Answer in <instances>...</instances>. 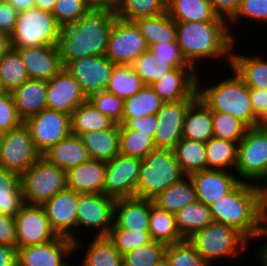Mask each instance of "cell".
I'll return each mask as SVG.
<instances>
[{
  "label": "cell",
  "instance_id": "obj_42",
  "mask_svg": "<svg viewBox=\"0 0 267 266\" xmlns=\"http://www.w3.org/2000/svg\"><path fill=\"white\" fill-rule=\"evenodd\" d=\"M163 104V100L150 85H144L137 93L124 100L122 118H141L156 115Z\"/></svg>",
  "mask_w": 267,
  "mask_h": 266
},
{
  "label": "cell",
  "instance_id": "obj_22",
  "mask_svg": "<svg viewBox=\"0 0 267 266\" xmlns=\"http://www.w3.org/2000/svg\"><path fill=\"white\" fill-rule=\"evenodd\" d=\"M198 70L193 67H178L150 87L163 102H176L185 98H198Z\"/></svg>",
  "mask_w": 267,
  "mask_h": 266
},
{
  "label": "cell",
  "instance_id": "obj_11",
  "mask_svg": "<svg viewBox=\"0 0 267 266\" xmlns=\"http://www.w3.org/2000/svg\"><path fill=\"white\" fill-rule=\"evenodd\" d=\"M148 49L136 23L116 17L105 56L116 65H132Z\"/></svg>",
  "mask_w": 267,
  "mask_h": 266
},
{
  "label": "cell",
  "instance_id": "obj_15",
  "mask_svg": "<svg viewBox=\"0 0 267 266\" xmlns=\"http://www.w3.org/2000/svg\"><path fill=\"white\" fill-rule=\"evenodd\" d=\"M25 124L41 155L71 133L70 115L48 108L27 119Z\"/></svg>",
  "mask_w": 267,
  "mask_h": 266
},
{
  "label": "cell",
  "instance_id": "obj_7",
  "mask_svg": "<svg viewBox=\"0 0 267 266\" xmlns=\"http://www.w3.org/2000/svg\"><path fill=\"white\" fill-rule=\"evenodd\" d=\"M25 204L43 205L67 188L66 171L50 163L42 155L21 176Z\"/></svg>",
  "mask_w": 267,
  "mask_h": 266
},
{
  "label": "cell",
  "instance_id": "obj_3",
  "mask_svg": "<svg viewBox=\"0 0 267 266\" xmlns=\"http://www.w3.org/2000/svg\"><path fill=\"white\" fill-rule=\"evenodd\" d=\"M209 209L214 222L234 228L249 242L256 240L262 218L267 213L261 206L257 186L245 182H240Z\"/></svg>",
  "mask_w": 267,
  "mask_h": 266
},
{
  "label": "cell",
  "instance_id": "obj_25",
  "mask_svg": "<svg viewBox=\"0 0 267 266\" xmlns=\"http://www.w3.org/2000/svg\"><path fill=\"white\" fill-rule=\"evenodd\" d=\"M106 162L89 159L66 171L67 188L78 193H103Z\"/></svg>",
  "mask_w": 267,
  "mask_h": 266
},
{
  "label": "cell",
  "instance_id": "obj_31",
  "mask_svg": "<svg viewBox=\"0 0 267 266\" xmlns=\"http://www.w3.org/2000/svg\"><path fill=\"white\" fill-rule=\"evenodd\" d=\"M153 204L176 214L180 209L197 201L195 188L189 176H184L152 199Z\"/></svg>",
  "mask_w": 267,
  "mask_h": 266
},
{
  "label": "cell",
  "instance_id": "obj_26",
  "mask_svg": "<svg viewBox=\"0 0 267 266\" xmlns=\"http://www.w3.org/2000/svg\"><path fill=\"white\" fill-rule=\"evenodd\" d=\"M11 95L19 116L25 122L46 108L47 82L29 79Z\"/></svg>",
  "mask_w": 267,
  "mask_h": 266
},
{
  "label": "cell",
  "instance_id": "obj_45",
  "mask_svg": "<svg viewBox=\"0 0 267 266\" xmlns=\"http://www.w3.org/2000/svg\"><path fill=\"white\" fill-rule=\"evenodd\" d=\"M132 67L145 85L158 81L175 69L166 60L157 57L150 49L141 54L133 62Z\"/></svg>",
  "mask_w": 267,
  "mask_h": 266
},
{
  "label": "cell",
  "instance_id": "obj_16",
  "mask_svg": "<svg viewBox=\"0 0 267 266\" xmlns=\"http://www.w3.org/2000/svg\"><path fill=\"white\" fill-rule=\"evenodd\" d=\"M198 98H185L176 102H165L156 113L158 121L154 136L156 149L173 150L182 139L183 125L189 107Z\"/></svg>",
  "mask_w": 267,
  "mask_h": 266
},
{
  "label": "cell",
  "instance_id": "obj_52",
  "mask_svg": "<svg viewBox=\"0 0 267 266\" xmlns=\"http://www.w3.org/2000/svg\"><path fill=\"white\" fill-rule=\"evenodd\" d=\"M87 100L98 111L120 125L124 111V99L106 90L90 95Z\"/></svg>",
  "mask_w": 267,
  "mask_h": 266
},
{
  "label": "cell",
  "instance_id": "obj_67",
  "mask_svg": "<svg viewBox=\"0 0 267 266\" xmlns=\"http://www.w3.org/2000/svg\"><path fill=\"white\" fill-rule=\"evenodd\" d=\"M257 129L267 132V108L257 117Z\"/></svg>",
  "mask_w": 267,
  "mask_h": 266
},
{
  "label": "cell",
  "instance_id": "obj_33",
  "mask_svg": "<svg viewBox=\"0 0 267 266\" xmlns=\"http://www.w3.org/2000/svg\"><path fill=\"white\" fill-rule=\"evenodd\" d=\"M116 125L87 100L70 114L71 134L81 136L90 131L112 129Z\"/></svg>",
  "mask_w": 267,
  "mask_h": 266
},
{
  "label": "cell",
  "instance_id": "obj_36",
  "mask_svg": "<svg viewBox=\"0 0 267 266\" xmlns=\"http://www.w3.org/2000/svg\"><path fill=\"white\" fill-rule=\"evenodd\" d=\"M81 266H123V256L108 236H95L88 243Z\"/></svg>",
  "mask_w": 267,
  "mask_h": 266
},
{
  "label": "cell",
  "instance_id": "obj_8",
  "mask_svg": "<svg viewBox=\"0 0 267 266\" xmlns=\"http://www.w3.org/2000/svg\"><path fill=\"white\" fill-rule=\"evenodd\" d=\"M61 27L51 12L36 7L18 12L16 26L11 34L13 48L54 45Z\"/></svg>",
  "mask_w": 267,
  "mask_h": 266
},
{
  "label": "cell",
  "instance_id": "obj_53",
  "mask_svg": "<svg viewBox=\"0 0 267 266\" xmlns=\"http://www.w3.org/2000/svg\"><path fill=\"white\" fill-rule=\"evenodd\" d=\"M24 121L18 114L11 92L0 91V134L10 131Z\"/></svg>",
  "mask_w": 267,
  "mask_h": 266
},
{
  "label": "cell",
  "instance_id": "obj_32",
  "mask_svg": "<svg viewBox=\"0 0 267 266\" xmlns=\"http://www.w3.org/2000/svg\"><path fill=\"white\" fill-rule=\"evenodd\" d=\"M166 12L174 21H214L219 15L209 0H167Z\"/></svg>",
  "mask_w": 267,
  "mask_h": 266
},
{
  "label": "cell",
  "instance_id": "obj_12",
  "mask_svg": "<svg viewBox=\"0 0 267 266\" xmlns=\"http://www.w3.org/2000/svg\"><path fill=\"white\" fill-rule=\"evenodd\" d=\"M115 202L104 193H78L76 233L84 227L96 230L95 236H108L114 225Z\"/></svg>",
  "mask_w": 267,
  "mask_h": 266
},
{
  "label": "cell",
  "instance_id": "obj_17",
  "mask_svg": "<svg viewBox=\"0 0 267 266\" xmlns=\"http://www.w3.org/2000/svg\"><path fill=\"white\" fill-rule=\"evenodd\" d=\"M115 66V63L102 55L69 61L64 67L77 80L88 98L106 89Z\"/></svg>",
  "mask_w": 267,
  "mask_h": 266
},
{
  "label": "cell",
  "instance_id": "obj_57",
  "mask_svg": "<svg viewBox=\"0 0 267 266\" xmlns=\"http://www.w3.org/2000/svg\"><path fill=\"white\" fill-rule=\"evenodd\" d=\"M0 245L17 248V232L14 217L0 213Z\"/></svg>",
  "mask_w": 267,
  "mask_h": 266
},
{
  "label": "cell",
  "instance_id": "obj_24",
  "mask_svg": "<svg viewBox=\"0 0 267 266\" xmlns=\"http://www.w3.org/2000/svg\"><path fill=\"white\" fill-rule=\"evenodd\" d=\"M151 199L138 197L118 199L114 208V225L132 231H149Z\"/></svg>",
  "mask_w": 267,
  "mask_h": 266
},
{
  "label": "cell",
  "instance_id": "obj_54",
  "mask_svg": "<svg viewBox=\"0 0 267 266\" xmlns=\"http://www.w3.org/2000/svg\"><path fill=\"white\" fill-rule=\"evenodd\" d=\"M243 17V18H242ZM255 20V23H267V0H242L238 11L229 20L233 24L242 19Z\"/></svg>",
  "mask_w": 267,
  "mask_h": 266
},
{
  "label": "cell",
  "instance_id": "obj_62",
  "mask_svg": "<svg viewBox=\"0 0 267 266\" xmlns=\"http://www.w3.org/2000/svg\"><path fill=\"white\" fill-rule=\"evenodd\" d=\"M0 266H17V248L0 245Z\"/></svg>",
  "mask_w": 267,
  "mask_h": 266
},
{
  "label": "cell",
  "instance_id": "obj_66",
  "mask_svg": "<svg viewBox=\"0 0 267 266\" xmlns=\"http://www.w3.org/2000/svg\"><path fill=\"white\" fill-rule=\"evenodd\" d=\"M56 1L57 0H35L34 7L52 13Z\"/></svg>",
  "mask_w": 267,
  "mask_h": 266
},
{
  "label": "cell",
  "instance_id": "obj_70",
  "mask_svg": "<svg viewBox=\"0 0 267 266\" xmlns=\"http://www.w3.org/2000/svg\"><path fill=\"white\" fill-rule=\"evenodd\" d=\"M67 266H75V265H72V264L68 263V265H67ZM79 266H81V265H79Z\"/></svg>",
  "mask_w": 267,
  "mask_h": 266
},
{
  "label": "cell",
  "instance_id": "obj_51",
  "mask_svg": "<svg viewBox=\"0 0 267 266\" xmlns=\"http://www.w3.org/2000/svg\"><path fill=\"white\" fill-rule=\"evenodd\" d=\"M108 237L122 256L152 241L149 231H132L120 227H112Z\"/></svg>",
  "mask_w": 267,
  "mask_h": 266
},
{
  "label": "cell",
  "instance_id": "obj_10",
  "mask_svg": "<svg viewBox=\"0 0 267 266\" xmlns=\"http://www.w3.org/2000/svg\"><path fill=\"white\" fill-rule=\"evenodd\" d=\"M0 137V166L8 171L21 176L41 156L25 122Z\"/></svg>",
  "mask_w": 267,
  "mask_h": 266
},
{
  "label": "cell",
  "instance_id": "obj_47",
  "mask_svg": "<svg viewBox=\"0 0 267 266\" xmlns=\"http://www.w3.org/2000/svg\"><path fill=\"white\" fill-rule=\"evenodd\" d=\"M213 137L239 143L249 128L238 118L223 112H212Z\"/></svg>",
  "mask_w": 267,
  "mask_h": 266
},
{
  "label": "cell",
  "instance_id": "obj_37",
  "mask_svg": "<svg viewBox=\"0 0 267 266\" xmlns=\"http://www.w3.org/2000/svg\"><path fill=\"white\" fill-rule=\"evenodd\" d=\"M237 152V142L212 137L206 142L207 169L235 172Z\"/></svg>",
  "mask_w": 267,
  "mask_h": 266
},
{
  "label": "cell",
  "instance_id": "obj_30",
  "mask_svg": "<svg viewBox=\"0 0 267 266\" xmlns=\"http://www.w3.org/2000/svg\"><path fill=\"white\" fill-rule=\"evenodd\" d=\"M212 137V111L202 101L197 99L186 113L182 138L206 143Z\"/></svg>",
  "mask_w": 267,
  "mask_h": 266
},
{
  "label": "cell",
  "instance_id": "obj_65",
  "mask_svg": "<svg viewBox=\"0 0 267 266\" xmlns=\"http://www.w3.org/2000/svg\"><path fill=\"white\" fill-rule=\"evenodd\" d=\"M9 3L15 7L18 12L33 8L35 0H8Z\"/></svg>",
  "mask_w": 267,
  "mask_h": 266
},
{
  "label": "cell",
  "instance_id": "obj_23",
  "mask_svg": "<svg viewBox=\"0 0 267 266\" xmlns=\"http://www.w3.org/2000/svg\"><path fill=\"white\" fill-rule=\"evenodd\" d=\"M15 49L19 51L30 79L48 82L64 68L54 45Z\"/></svg>",
  "mask_w": 267,
  "mask_h": 266
},
{
  "label": "cell",
  "instance_id": "obj_49",
  "mask_svg": "<svg viewBox=\"0 0 267 266\" xmlns=\"http://www.w3.org/2000/svg\"><path fill=\"white\" fill-rule=\"evenodd\" d=\"M165 256L171 266H209L188 239L166 245Z\"/></svg>",
  "mask_w": 267,
  "mask_h": 266
},
{
  "label": "cell",
  "instance_id": "obj_55",
  "mask_svg": "<svg viewBox=\"0 0 267 266\" xmlns=\"http://www.w3.org/2000/svg\"><path fill=\"white\" fill-rule=\"evenodd\" d=\"M149 49L154 52L157 57L166 60L167 63L174 68L192 67L183 57L177 42L153 44Z\"/></svg>",
  "mask_w": 267,
  "mask_h": 266
},
{
  "label": "cell",
  "instance_id": "obj_21",
  "mask_svg": "<svg viewBox=\"0 0 267 266\" xmlns=\"http://www.w3.org/2000/svg\"><path fill=\"white\" fill-rule=\"evenodd\" d=\"M235 172L207 169L189 175L198 202L210 206L230 193L241 181Z\"/></svg>",
  "mask_w": 267,
  "mask_h": 266
},
{
  "label": "cell",
  "instance_id": "obj_14",
  "mask_svg": "<svg viewBox=\"0 0 267 266\" xmlns=\"http://www.w3.org/2000/svg\"><path fill=\"white\" fill-rule=\"evenodd\" d=\"M77 205L78 192L69 188L60 191L42 205L52 231L57 236L72 239L75 242V253L82 250V242L76 238Z\"/></svg>",
  "mask_w": 267,
  "mask_h": 266
},
{
  "label": "cell",
  "instance_id": "obj_28",
  "mask_svg": "<svg viewBox=\"0 0 267 266\" xmlns=\"http://www.w3.org/2000/svg\"><path fill=\"white\" fill-rule=\"evenodd\" d=\"M42 156L65 171L90 159L81 137L71 133Z\"/></svg>",
  "mask_w": 267,
  "mask_h": 266
},
{
  "label": "cell",
  "instance_id": "obj_56",
  "mask_svg": "<svg viewBox=\"0 0 267 266\" xmlns=\"http://www.w3.org/2000/svg\"><path fill=\"white\" fill-rule=\"evenodd\" d=\"M158 121L156 115L145 116L141 118H122L119 130H133L146 133L154 139Z\"/></svg>",
  "mask_w": 267,
  "mask_h": 266
},
{
  "label": "cell",
  "instance_id": "obj_6",
  "mask_svg": "<svg viewBox=\"0 0 267 266\" xmlns=\"http://www.w3.org/2000/svg\"><path fill=\"white\" fill-rule=\"evenodd\" d=\"M188 241L209 266L219 258L236 259L249 247V241L234 228L214 221L194 233Z\"/></svg>",
  "mask_w": 267,
  "mask_h": 266
},
{
  "label": "cell",
  "instance_id": "obj_29",
  "mask_svg": "<svg viewBox=\"0 0 267 266\" xmlns=\"http://www.w3.org/2000/svg\"><path fill=\"white\" fill-rule=\"evenodd\" d=\"M80 137L90 159L108 162L120 153V130L118 124L112 129L90 131Z\"/></svg>",
  "mask_w": 267,
  "mask_h": 266
},
{
  "label": "cell",
  "instance_id": "obj_46",
  "mask_svg": "<svg viewBox=\"0 0 267 266\" xmlns=\"http://www.w3.org/2000/svg\"><path fill=\"white\" fill-rule=\"evenodd\" d=\"M154 139L146 133L133 130H120V153L144 159L154 151Z\"/></svg>",
  "mask_w": 267,
  "mask_h": 266
},
{
  "label": "cell",
  "instance_id": "obj_58",
  "mask_svg": "<svg viewBox=\"0 0 267 266\" xmlns=\"http://www.w3.org/2000/svg\"><path fill=\"white\" fill-rule=\"evenodd\" d=\"M18 11L8 0H0V32L13 33Z\"/></svg>",
  "mask_w": 267,
  "mask_h": 266
},
{
  "label": "cell",
  "instance_id": "obj_61",
  "mask_svg": "<svg viewBox=\"0 0 267 266\" xmlns=\"http://www.w3.org/2000/svg\"><path fill=\"white\" fill-rule=\"evenodd\" d=\"M263 237L267 238V213L262 218L256 239L262 241ZM261 248L257 250V253L255 251L254 254H257L256 257H259L261 266H267V241L264 244V247Z\"/></svg>",
  "mask_w": 267,
  "mask_h": 266
},
{
  "label": "cell",
  "instance_id": "obj_20",
  "mask_svg": "<svg viewBox=\"0 0 267 266\" xmlns=\"http://www.w3.org/2000/svg\"><path fill=\"white\" fill-rule=\"evenodd\" d=\"M87 101L80 84L64 67L47 82L46 108L71 114Z\"/></svg>",
  "mask_w": 267,
  "mask_h": 266
},
{
  "label": "cell",
  "instance_id": "obj_60",
  "mask_svg": "<svg viewBox=\"0 0 267 266\" xmlns=\"http://www.w3.org/2000/svg\"><path fill=\"white\" fill-rule=\"evenodd\" d=\"M250 99L254 114L258 117L267 108V90L250 89Z\"/></svg>",
  "mask_w": 267,
  "mask_h": 266
},
{
  "label": "cell",
  "instance_id": "obj_48",
  "mask_svg": "<svg viewBox=\"0 0 267 266\" xmlns=\"http://www.w3.org/2000/svg\"><path fill=\"white\" fill-rule=\"evenodd\" d=\"M166 245L152 240L123 255L124 266H155L165 256Z\"/></svg>",
  "mask_w": 267,
  "mask_h": 266
},
{
  "label": "cell",
  "instance_id": "obj_34",
  "mask_svg": "<svg viewBox=\"0 0 267 266\" xmlns=\"http://www.w3.org/2000/svg\"><path fill=\"white\" fill-rule=\"evenodd\" d=\"M134 22L149 47L158 43L177 42L175 21L167 12L153 17L139 18Z\"/></svg>",
  "mask_w": 267,
  "mask_h": 266
},
{
  "label": "cell",
  "instance_id": "obj_69",
  "mask_svg": "<svg viewBox=\"0 0 267 266\" xmlns=\"http://www.w3.org/2000/svg\"><path fill=\"white\" fill-rule=\"evenodd\" d=\"M155 266H171V264L168 261L167 257L164 256Z\"/></svg>",
  "mask_w": 267,
  "mask_h": 266
},
{
  "label": "cell",
  "instance_id": "obj_68",
  "mask_svg": "<svg viewBox=\"0 0 267 266\" xmlns=\"http://www.w3.org/2000/svg\"><path fill=\"white\" fill-rule=\"evenodd\" d=\"M92 6L115 8L118 0H87Z\"/></svg>",
  "mask_w": 267,
  "mask_h": 266
},
{
  "label": "cell",
  "instance_id": "obj_1",
  "mask_svg": "<svg viewBox=\"0 0 267 266\" xmlns=\"http://www.w3.org/2000/svg\"><path fill=\"white\" fill-rule=\"evenodd\" d=\"M115 19L114 8L92 6L78 22L61 28L54 48L63 65L85 57L105 55Z\"/></svg>",
  "mask_w": 267,
  "mask_h": 266
},
{
  "label": "cell",
  "instance_id": "obj_35",
  "mask_svg": "<svg viewBox=\"0 0 267 266\" xmlns=\"http://www.w3.org/2000/svg\"><path fill=\"white\" fill-rule=\"evenodd\" d=\"M24 204L20 176L0 166V213L15 217Z\"/></svg>",
  "mask_w": 267,
  "mask_h": 266
},
{
  "label": "cell",
  "instance_id": "obj_38",
  "mask_svg": "<svg viewBox=\"0 0 267 266\" xmlns=\"http://www.w3.org/2000/svg\"><path fill=\"white\" fill-rule=\"evenodd\" d=\"M173 152L186 176L197 171L207 170L206 143L182 138Z\"/></svg>",
  "mask_w": 267,
  "mask_h": 266
},
{
  "label": "cell",
  "instance_id": "obj_64",
  "mask_svg": "<svg viewBox=\"0 0 267 266\" xmlns=\"http://www.w3.org/2000/svg\"><path fill=\"white\" fill-rule=\"evenodd\" d=\"M12 48V39L9 33L0 32V58Z\"/></svg>",
  "mask_w": 267,
  "mask_h": 266
},
{
  "label": "cell",
  "instance_id": "obj_4",
  "mask_svg": "<svg viewBox=\"0 0 267 266\" xmlns=\"http://www.w3.org/2000/svg\"><path fill=\"white\" fill-rule=\"evenodd\" d=\"M234 73V74H232ZM232 77L220 80L218 83L201 87L199 72L197 75L198 99L212 112H223L238 118L249 128L256 126L257 116L254 114L250 99V89L244 81L231 72Z\"/></svg>",
  "mask_w": 267,
  "mask_h": 266
},
{
  "label": "cell",
  "instance_id": "obj_63",
  "mask_svg": "<svg viewBox=\"0 0 267 266\" xmlns=\"http://www.w3.org/2000/svg\"><path fill=\"white\" fill-rule=\"evenodd\" d=\"M260 182H262V183L261 184L258 183L256 185L257 186V189H258L259 200H260L261 206L267 212V173L260 180Z\"/></svg>",
  "mask_w": 267,
  "mask_h": 266
},
{
  "label": "cell",
  "instance_id": "obj_50",
  "mask_svg": "<svg viewBox=\"0 0 267 266\" xmlns=\"http://www.w3.org/2000/svg\"><path fill=\"white\" fill-rule=\"evenodd\" d=\"M92 7L87 0H57L52 14L63 28L74 24Z\"/></svg>",
  "mask_w": 267,
  "mask_h": 266
},
{
  "label": "cell",
  "instance_id": "obj_59",
  "mask_svg": "<svg viewBox=\"0 0 267 266\" xmlns=\"http://www.w3.org/2000/svg\"><path fill=\"white\" fill-rule=\"evenodd\" d=\"M215 12L229 21L238 11L242 0H209Z\"/></svg>",
  "mask_w": 267,
  "mask_h": 266
},
{
  "label": "cell",
  "instance_id": "obj_9",
  "mask_svg": "<svg viewBox=\"0 0 267 266\" xmlns=\"http://www.w3.org/2000/svg\"><path fill=\"white\" fill-rule=\"evenodd\" d=\"M235 173L241 182L257 185L267 173V132L250 127L238 143Z\"/></svg>",
  "mask_w": 267,
  "mask_h": 266
},
{
  "label": "cell",
  "instance_id": "obj_43",
  "mask_svg": "<svg viewBox=\"0 0 267 266\" xmlns=\"http://www.w3.org/2000/svg\"><path fill=\"white\" fill-rule=\"evenodd\" d=\"M166 1L167 0H118L114 8L115 15L127 21L157 16L166 12Z\"/></svg>",
  "mask_w": 267,
  "mask_h": 266
},
{
  "label": "cell",
  "instance_id": "obj_27",
  "mask_svg": "<svg viewBox=\"0 0 267 266\" xmlns=\"http://www.w3.org/2000/svg\"><path fill=\"white\" fill-rule=\"evenodd\" d=\"M236 44L237 41L231 51V71H235L249 89L267 90V60L259 54L251 57L236 53Z\"/></svg>",
  "mask_w": 267,
  "mask_h": 266
},
{
  "label": "cell",
  "instance_id": "obj_18",
  "mask_svg": "<svg viewBox=\"0 0 267 266\" xmlns=\"http://www.w3.org/2000/svg\"><path fill=\"white\" fill-rule=\"evenodd\" d=\"M17 249L48 243L57 235L50 228L42 205L24 204L16 214Z\"/></svg>",
  "mask_w": 267,
  "mask_h": 266
},
{
  "label": "cell",
  "instance_id": "obj_41",
  "mask_svg": "<svg viewBox=\"0 0 267 266\" xmlns=\"http://www.w3.org/2000/svg\"><path fill=\"white\" fill-rule=\"evenodd\" d=\"M149 232L152 240L165 245L184 240L177 229L175 214L161 210L155 205L150 208Z\"/></svg>",
  "mask_w": 267,
  "mask_h": 266
},
{
  "label": "cell",
  "instance_id": "obj_2",
  "mask_svg": "<svg viewBox=\"0 0 267 266\" xmlns=\"http://www.w3.org/2000/svg\"><path fill=\"white\" fill-rule=\"evenodd\" d=\"M175 27L176 41L183 57L198 72L196 64L201 60L228 58L226 62L231 63L236 36L226 19L219 16L214 21L206 22L175 21Z\"/></svg>",
  "mask_w": 267,
  "mask_h": 266
},
{
  "label": "cell",
  "instance_id": "obj_13",
  "mask_svg": "<svg viewBox=\"0 0 267 266\" xmlns=\"http://www.w3.org/2000/svg\"><path fill=\"white\" fill-rule=\"evenodd\" d=\"M142 161L141 158L119 153L106 162L103 193L114 200L136 197Z\"/></svg>",
  "mask_w": 267,
  "mask_h": 266
},
{
  "label": "cell",
  "instance_id": "obj_19",
  "mask_svg": "<svg viewBox=\"0 0 267 266\" xmlns=\"http://www.w3.org/2000/svg\"><path fill=\"white\" fill-rule=\"evenodd\" d=\"M75 242L57 236L54 240L17 249L18 266H67L65 258H71ZM70 255V256H68Z\"/></svg>",
  "mask_w": 267,
  "mask_h": 266
},
{
  "label": "cell",
  "instance_id": "obj_39",
  "mask_svg": "<svg viewBox=\"0 0 267 266\" xmlns=\"http://www.w3.org/2000/svg\"><path fill=\"white\" fill-rule=\"evenodd\" d=\"M29 79L19 51L12 47L0 58V89L13 92Z\"/></svg>",
  "mask_w": 267,
  "mask_h": 266
},
{
  "label": "cell",
  "instance_id": "obj_44",
  "mask_svg": "<svg viewBox=\"0 0 267 266\" xmlns=\"http://www.w3.org/2000/svg\"><path fill=\"white\" fill-rule=\"evenodd\" d=\"M144 85L132 65H116L105 90L125 100Z\"/></svg>",
  "mask_w": 267,
  "mask_h": 266
},
{
  "label": "cell",
  "instance_id": "obj_40",
  "mask_svg": "<svg viewBox=\"0 0 267 266\" xmlns=\"http://www.w3.org/2000/svg\"><path fill=\"white\" fill-rule=\"evenodd\" d=\"M175 220L183 239H188L213 221L209 207L198 201L180 209L175 214Z\"/></svg>",
  "mask_w": 267,
  "mask_h": 266
},
{
  "label": "cell",
  "instance_id": "obj_5",
  "mask_svg": "<svg viewBox=\"0 0 267 266\" xmlns=\"http://www.w3.org/2000/svg\"><path fill=\"white\" fill-rule=\"evenodd\" d=\"M184 176L173 150L155 149L141 163L136 197L152 200Z\"/></svg>",
  "mask_w": 267,
  "mask_h": 266
}]
</instances>
